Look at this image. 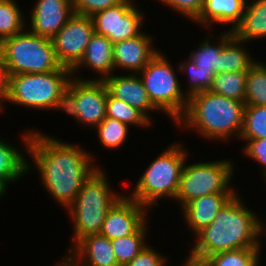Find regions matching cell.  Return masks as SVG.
<instances>
[{
  "mask_svg": "<svg viewBox=\"0 0 266 266\" xmlns=\"http://www.w3.org/2000/svg\"><path fill=\"white\" fill-rule=\"evenodd\" d=\"M31 130L24 131L21 139L35 165L32 168L28 164V170L36 168L47 192L68 209L85 181L99 168L94 163L96 158L81 146Z\"/></svg>",
  "mask_w": 266,
  "mask_h": 266,
  "instance_id": "obj_1",
  "label": "cell"
},
{
  "mask_svg": "<svg viewBox=\"0 0 266 266\" xmlns=\"http://www.w3.org/2000/svg\"><path fill=\"white\" fill-rule=\"evenodd\" d=\"M238 195L236 193L220 209L209 226L195 235L196 241L189 250L188 258L203 262L207 257L224 251L262 248L260 218Z\"/></svg>",
  "mask_w": 266,
  "mask_h": 266,
  "instance_id": "obj_2",
  "label": "cell"
},
{
  "mask_svg": "<svg viewBox=\"0 0 266 266\" xmlns=\"http://www.w3.org/2000/svg\"><path fill=\"white\" fill-rule=\"evenodd\" d=\"M246 104L211 91H202L188 98L185 114L175 123L190 128L209 140L227 141L241 135ZM203 136V137H202Z\"/></svg>",
  "mask_w": 266,
  "mask_h": 266,
  "instance_id": "obj_3",
  "label": "cell"
},
{
  "mask_svg": "<svg viewBox=\"0 0 266 266\" xmlns=\"http://www.w3.org/2000/svg\"><path fill=\"white\" fill-rule=\"evenodd\" d=\"M101 166L82 185L73 204L66 210L73 222V240L69 251L81 238L99 234L108 211L124 196L110 186Z\"/></svg>",
  "mask_w": 266,
  "mask_h": 266,
  "instance_id": "obj_4",
  "label": "cell"
},
{
  "mask_svg": "<svg viewBox=\"0 0 266 266\" xmlns=\"http://www.w3.org/2000/svg\"><path fill=\"white\" fill-rule=\"evenodd\" d=\"M189 152L180 142H174L160 153L138 178L129 198L146 206L149 210L158 206L161 199L175 200L181 173Z\"/></svg>",
  "mask_w": 266,
  "mask_h": 266,
  "instance_id": "obj_5",
  "label": "cell"
},
{
  "mask_svg": "<svg viewBox=\"0 0 266 266\" xmlns=\"http://www.w3.org/2000/svg\"><path fill=\"white\" fill-rule=\"evenodd\" d=\"M0 54L8 75L45 73L58 70L51 38L31 33L28 27L0 42Z\"/></svg>",
  "mask_w": 266,
  "mask_h": 266,
  "instance_id": "obj_6",
  "label": "cell"
},
{
  "mask_svg": "<svg viewBox=\"0 0 266 266\" xmlns=\"http://www.w3.org/2000/svg\"><path fill=\"white\" fill-rule=\"evenodd\" d=\"M168 60L159 50L138 74L152 104L176 123L186 112L188 97Z\"/></svg>",
  "mask_w": 266,
  "mask_h": 266,
  "instance_id": "obj_7",
  "label": "cell"
},
{
  "mask_svg": "<svg viewBox=\"0 0 266 266\" xmlns=\"http://www.w3.org/2000/svg\"><path fill=\"white\" fill-rule=\"evenodd\" d=\"M71 78V70L62 66L51 72L10 75L4 102L40 111L50 110Z\"/></svg>",
  "mask_w": 266,
  "mask_h": 266,
  "instance_id": "obj_8",
  "label": "cell"
},
{
  "mask_svg": "<svg viewBox=\"0 0 266 266\" xmlns=\"http://www.w3.org/2000/svg\"><path fill=\"white\" fill-rule=\"evenodd\" d=\"M231 161L230 159H219L191 164L185 162L175 197V202L180 204L179 207L182 209L186 204L200 196L237 193L230 185L235 172V166Z\"/></svg>",
  "mask_w": 266,
  "mask_h": 266,
  "instance_id": "obj_9",
  "label": "cell"
},
{
  "mask_svg": "<svg viewBox=\"0 0 266 266\" xmlns=\"http://www.w3.org/2000/svg\"><path fill=\"white\" fill-rule=\"evenodd\" d=\"M143 15L134 0H123L115 6L96 12L91 19L95 33L107 37L115 44L142 32L145 21Z\"/></svg>",
  "mask_w": 266,
  "mask_h": 266,
  "instance_id": "obj_10",
  "label": "cell"
},
{
  "mask_svg": "<svg viewBox=\"0 0 266 266\" xmlns=\"http://www.w3.org/2000/svg\"><path fill=\"white\" fill-rule=\"evenodd\" d=\"M91 17L73 14L67 23L52 38L57 61L71 71L83 58V54L94 34Z\"/></svg>",
  "mask_w": 266,
  "mask_h": 266,
  "instance_id": "obj_11",
  "label": "cell"
},
{
  "mask_svg": "<svg viewBox=\"0 0 266 266\" xmlns=\"http://www.w3.org/2000/svg\"><path fill=\"white\" fill-rule=\"evenodd\" d=\"M77 96V123L96 128L106 118L107 88L100 80L71 78L67 85Z\"/></svg>",
  "mask_w": 266,
  "mask_h": 266,
  "instance_id": "obj_12",
  "label": "cell"
},
{
  "mask_svg": "<svg viewBox=\"0 0 266 266\" xmlns=\"http://www.w3.org/2000/svg\"><path fill=\"white\" fill-rule=\"evenodd\" d=\"M149 209L124 196L108 211L100 235L114 240L134 234L147 220Z\"/></svg>",
  "mask_w": 266,
  "mask_h": 266,
  "instance_id": "obj_13",
  "label": "cell"
},
{
  "mask_svg": "<svg viewBox=\"0 0 266 266\" xmlns=\"http://www.w3.org/2000/svg\"><path fill=\"white\" fill-rule=\"evenodd\" d=\"M73 14L72 0H36L28 30L52 39Z\"/></svg>",
  "mask_w": 266,
  "mask_h": 266,
  "instance_id": "obj_14",
  "label": "cell"
},
{
  "mask_svg": "<svg viewBox=\"0 0 266 266\" xmlns=\"http://www.w3.org/2000/svg\"><path fill=\"white\" fill-rule=\"evenodd\" d=\"M153 36L141 32L139 35L117 42L113 46L114 71L118 68L138 74L148 62L158 53ZM154 46V47H153Z\"/></svg>",
  "mask_w": 266,
  "mask_h": 266,
  "instance_id": "obj_15",
  "label": "cell"
},
{
  "mask_svg": "<svg viewBox=\"0 0 266 266\" xmlns=\"http://www.w3.org/2000/svg\"><path fill=\"white\" fill-rule=\"evenodd\" d=\"M129 73V74H128ZM126 75L112 74L105 78L108 93L140 110L151 122L150 113L160 112L150 101L144 83L139 74L125 73Z\"/></svg>",
  "mask_w": 266,
  "mask_h": 266,
  "instance_id": "obj_16",
  "label": "cell"
},
{
  "mask_svg": "<svg viewBox=\"0 0 266 266\" xmlns=\"http://www.w3.org/2000/svg\"><path fill=\"white\" fill-rule=\"evenodd\" d=\"M66 254L74 266H120L111 240L100 234L84 236Z\"/></svg>",
  "mask_w": 266,
  "mask_h": 266,
  "instance_id": "obj_17",
  "label": "cell"
},
{
  "mask_svg": "<svg viewBox=\"0 0 266 266\" xmlns=\"http://www.w3.org/2000/svg\"><path fill=\"white\" fill-rule=\"evenodd\" d=\"M113 46L114 44L105 36L99 35L94 32L90 42L87 44L83 58L78 63V65L71 71L73 78L79 80H100L103 81L108 76L112 75L114 71V61H113ZM84 67L92 68L91 71L99 74L100 77L91 79L79 78L75 76L78 70Z\"/></svg>",
  "mask_w": 266,
  "mask_h": 266,
  "instance_id": "obj_18",
  "label": "cell"
},
{
  "mask_svg": "<svg viewBox=\"0 0 266 266\" xmlns=\"http://www.w3.org/2000/svg\"><path fill=\"white\" fill-rule=\"evenodd\" d=\"M236 193H217L206 196H200L186 204L182 209V215L187 228L190 229L195 236L203 228L209 226L220 209L235 195Z\"/></svg>",
  "mask_w": 266,
  "mask_h": 266,
  "instance_id": "obj_19",
  "label": "cell"
},
{
  "mask_svg": "<svg viewBox=\"0 0 266 266\" xmlns=\"http://www.w3.org/2000/svg\"><path fill=\"white\" fill-rule=\"evenodd\" d=\"M246 4L247 0H204L202 12L194 22L204 28L217 23L232 24L229 30L233 31L242 20Z\"/></svg>",
  "mask_w": 266,
  "mask_h": 266,
  "instance_id": "obj_20",
  "label": "cell"
},
{
  "mask_svg": "<svg viewBox=\"0 0 266 266\" xmlns=\"http://www.w3.org/2000/svg\"><path fill=\"white\" fill-rule=\"evenodd\" d=\"M232 32L246 43L266 38V0H247L242 20Z\"/></svg>",
  "mask_w": 266,
  "mask_h": 266,
  "instance_id": "obj_21",
  "label": "cell"
},
{
  "mask_svg": "<svg viewBox=\"0 0 266 266\" xmlns=\"http://www.w3.org/2000/svg\"><path fill=\"white\" fill-rule=\"evenodd\" d=\"M10 142L0 137V185L7 191L9 183L26 175L29 159ZM27 159V160H26Z\"/></svg>",
  "mask_w": 266,
  "mask_h": 266,
  "instance_id": "obj_22",
  "label": "cell"
},
{
  "mask_svg": "<svg viewBox=\"0 0 266 266\" xmlns=\"http://www.w3.org/2000/svg\"><path fill=\"white\" fill-rule=\"evenodd\" d=\"M210 36V38H208ZM233 32L225 30L217 39L215 44H212L211 38L215 36L209 34L207 38L198 44L196 50L191 51L189 59H191L199 71L202 72H216L218 74L219 66V53L222 51L223 46L233 37Z\"/></svg>",
  "mask_w": 266,
  "mask_h": 266,
  "instance_id": "obj_23",
  "label": "cell"
},
{
  "mask_svg": "<svg viewBox=\"0 0 266 266\" xmlns=\"http://www.w3.org/2000/svg\"><path fill=\"white\" fill-rule=\"evenodd\" d=\"M244 43L233 36L223 46L219 53L218 73L248 71L255 64Z\"/></svg>",
  "mask_w": 266,
  "mask_h": 266,
  "instance_id": "obj_24",
  "label": "cell"
},
{
  "mask_svg": "<svg viewBox=\"0 0 266 266\" xmlns=\"http://www.w3.org/2000/svg\"><path fill=\"white\" fill-rule=\"evenodd\" d=\"M247 71L218 73L209 91L230 99L245 102Z\"/></svg>",
  "mask_w": 266,
  "mask_h": 266,
  "instance_id": "obj_25",
  "label": "cell"
},
{
  "mask_svg": "<svg viewBox=\"0 0 266 266\" xmlns=\"http://www.w3.org/2000/svg\"><path fill=\"white\" fill-rule=\"evenodd\" d=\"M146 221L134 234L111 240L115 257L120 266H125L137 256L147 245L145 239L149 227Z\"/></svg>",
  "mask_w": 266,
  "mask_h": 266,
  "instance_id": "obj_26",
  "label": "cell"
},
{
  "mask_svg": "<svg viewBox=\"0 0 266 266\" xmlns=\"http://www.w3.org/2000/svg\"><path fill=\"white\" fill-rule=\"evenodd\" d=\"M261 248H239L207 257L205 266H261Z\"/></svg>",
  "mask_w": 266,
  "mask_h": 266,
  "instance_id": "obj_27",
  "label": "cell"
},
{
  "mask_svg": "<svg viewBox=\"0 0 266 266\" xmlns=\"http://www.w3.org/2000/svg\"><path fill=\"white\" fill-rule=\"evenodd\" d=\"M106 117L114 118L128 126L149 127L151 122L140 110L111 96L107 91Z\"/></svg>",
  "mask_w": 266,
  "mask_h": 266,
  "instance_id": "obj_28",
  "label": "cell"
},
{
  "mask_svg": "<svg viewBox=\"0 0 266 266\" xmlns=\"http://www.w3.org/2000/svg\"><path fill=\"white\" fill-rule=\"evenodd\" d=\"M15 0H0V42L27 28L25 15Z\"/></svg>",
  "mask_w": 266,
  "mask_h": 266,
  "instance_id": "obj_29",
  "label": "cell"
},
{
  "mask_svg": "<svg viewBox=\"0 0 266 266\" xmlns=\"http://www.w3.org/2000/svg\"><path fill=\"white\" fill-rule=\"evenodd\" d=\"M245 104L266 106V64L256 61L247 71Z\"/></svg>",
  "mask_w": 266,
  "mask_h": 266,
  "instance_id": "obj_30",
  "label": "cell"
},
{
  "mask_svg": "<svg viewBox=\"0 0 266 266\" xmlns=\"http://www.w3.org/2000/svg\"><path fill=\"white\" fill-rule=\"evenodd\" d=\"M100 144L105 149L116 150L124 146L129 135V126L114 118L106 117L96 128Z\"/></svg>",
  "mask_w": 266,
  "mask_h": 266,
  "instance_id": "obj_31",
  "label": "cell"
},
{
  "mask_svg": "<svg viewBox=\"0 0 266 266\" xmlns=\"http://www.w3.org/2000/svg\"><path fill=\"white\" fill-rule=\"evenodd\" d=\"M266 138V106L246 105L240 140Z\"/></svg>",
  "mask_w": 266,
  "mask_h": 266,
  "instance_id": "obj_32",
  "label": "cell"
},
{
  "mask_svg": "<svg viewBox=\"0 0 266 266\" xmlns=\"http://www.w3.org/2000/svg\"><path fill=\"white\" fill-rule=\"evenodd\" d=\"M178 72H182L184 74L187 73L189 76V81L187 86V90H185V94L189 98L191 95L209 90L212 85L213 78L216 75V72H202L199 71L194 62L191 59L183 60V63L178 64Z\"/></svg>",
  "mask_w": 266,
  "mask_h": 266,
  "instance_id": "obj_33",
  "label": "cell"
},
{
  "mask_svg": "<svg viewBox=\"0 0 266 266\" xmlns=\"http://www.w3.org/2000/svg\"><path fill=\"white\" fill-rule=\"evenodd\" d=\"M162 4L194 22L202 12L204 0H165Z\"/></svg>",
  "mask_w": 266,
  "mask_h": 266,
  "instance_id": "obj_34",
  "label": "cell"
},
{
  "mask_svg": "<svg viewBox=\"0 0 266 266\" xmlns=\"http://www.w3.org/2000/svg\"><path fill=\"white\" fill-rule=\"evenodd\" d=\"M123 0H72L75 14L91 17L96 12L121 3Z\"/></svg>",
  "mask_w": 266,
  "mask_h": 266,
  "instance_id": "obj_35",
  "label": "cell"
},
{
  "mask_svg": "<svg viewBox=\"0 0 266 266\" xmlns=\"http://www.w3.org/2000/svg\"><path fill=\"white\" fill-rule=\"evenodd\" d=\"M245 143L242 151L255 163L261 165L259 173L262 172L261 175H264L266 173V138L247 140Z\"/></svg>",
  "mask_w": 266,
  "mask_h": 266,
  "instance_id": "obj_36",
  "label": "cell"
},
{
  "mask_svg": "<svg viewBox=\"0 0 266 266\" xmlns=\"http://www.w3.org/2000/svg\"><path fill=\"white\" fill-rule=\"evenodd\" d=\"M166 257L147 245L137 256L125 266H166Z\"/></svg>",
  "mask_w": 266,
  "mask_h": 266,
  "instance_id": "obj_37",
  "label": "cell"
},
{
  "mask_svg": "<svg viewBox=\"0 0 266 266\" xmlns=\"http://www.w3.org/2000/svg\"><path fill=\"white\" fill-rule=\"evenodd\" d=\"M76 108L77 96L68 86H66V88L55 99L54 105L51 109H58L60 111H64L66 112V114L73 116V118L77 121Z\"/></svg>",
  "mask_w": 266,
  "mask_h": 266,
  "instance_id": "obj_38",
  "label": "cell"
},
{
  "mask_svg": "<svg viewBox=\"0 0 266 266\" xmlns=\"http://www.w3.org/2000/svg\"><path fill=\"white\" fill-rule=\"evenodd\" d=\"M8 84H9V75L7 72V68L4 65V62L1 59V54H0V104L2 105V110L4 109L3 107L5 106L3 103L8 94Z\"/></svg>",
  "mask_w": 266,
  "mask_h": 266,
  "instance_id": "obj_39",
  "label": "cell"
},
{
  "mask_svg": "<svg viewBox=\"0 0 266 266\" xmlns=\"http://www.w3.org/2000/svg\"><path fill=\"white\" fill-rule=\"evenodd\" d=\"M182 266H205L203 262H199L190 258H185Z\"/></svg>",
  "mask_w": 266,
  "mask_h": 266,
  "instance_id": "obj_40",
  "label": "cell"
},
{
  "mask_svg": "<svg viewBox=\"0 0 266 266\" xmlns=\"http://www.w3.org/2000/svg\"><path fill=\"white\" fill-rule=\"evenodd\" d=\"M259 220H260V227H259L260 228V237H262V235L266 236V224H265L266 222L261 221L262 219H259Z\"/></svg>",
  "mask_w": 266,
  "mask_h": 266,
  "instance_id": "obj_41",
  "label": "cell"
},
{
  "mask_svg": "<svg viewBox=\"0 0 266 266\" xmlns=\"http://www.w3.org/2000/svg\"><path fill=\"white\" fill-rule=\"evenodd\" d=\"M55 266H69V260L66 257H63L61 261H59V264Z\"/></svg>",
  "mask_w": 266,
  "mask_h": 266,
  "instance_id": "obj_42",
  "label": "cell"
},
{
  "mask_svg": "<svg viewBox=\"0 0 266 266\" xmlns=\"http://www.w3.org/2000/svg\"><path fill=\"white\" fill-rule=\"evenodd\" d=\"M7 191L0 185V199L5 195Z\"/></svg>",
  "mask_w": 266,
  "mask_h": 266,
  "instance_id": "obj_43",
  "label": "cell"
},
{
  "mask_svg": "<svg viewBox=\"0 0 266 266\" xmlns=\"http://www.w3.org/2000/svg\"><path fill=\"white\" fill-rule=\"evenodd\" d=\"M264 176V177H263ZM262 178L265 179V183H266V173L264 175H262Z\"/></svg>",
  "mask_w": 266,
  "mask_h": 266,
  "instance_id": "obj_44",
  "label": "cell"
}]
</instances>
